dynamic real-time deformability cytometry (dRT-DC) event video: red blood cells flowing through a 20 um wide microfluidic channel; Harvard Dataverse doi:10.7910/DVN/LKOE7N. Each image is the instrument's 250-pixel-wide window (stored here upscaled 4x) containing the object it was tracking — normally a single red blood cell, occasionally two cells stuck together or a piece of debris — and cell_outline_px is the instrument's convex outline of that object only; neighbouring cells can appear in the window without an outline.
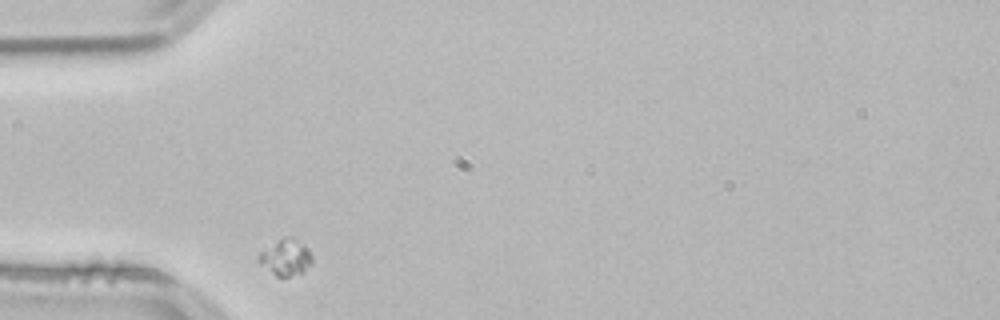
{"species": "common noctule bat (a hibernating species)", "species_latin": "Nyctalus noctula", "temperature_condition": "room temperature", "stored_images_in_passage": 30, "camera_frame_rate_fps": 3000, "um_per_image_px": 0.085, "animal": {"sex": "male", "body_mass_g": 21.5, "forearm_length_mm": 52.0}, "frame": {"image": 1, "passage_image": 1, "time_ms": 0.0, "image_size_px": [1000, 320], "cell_outline_px": [[312, 264], [304, 272], [288, 276], [276, 276], [260, 264], [256, 260], [256, 256], [260, 252], [284, 236], [288, 236], [308, 248], [312, 256]], "centroid_in_image_um": [24.27, 21.89], "position_along_channel_um": 60.7, "area_um2": 11.16}}